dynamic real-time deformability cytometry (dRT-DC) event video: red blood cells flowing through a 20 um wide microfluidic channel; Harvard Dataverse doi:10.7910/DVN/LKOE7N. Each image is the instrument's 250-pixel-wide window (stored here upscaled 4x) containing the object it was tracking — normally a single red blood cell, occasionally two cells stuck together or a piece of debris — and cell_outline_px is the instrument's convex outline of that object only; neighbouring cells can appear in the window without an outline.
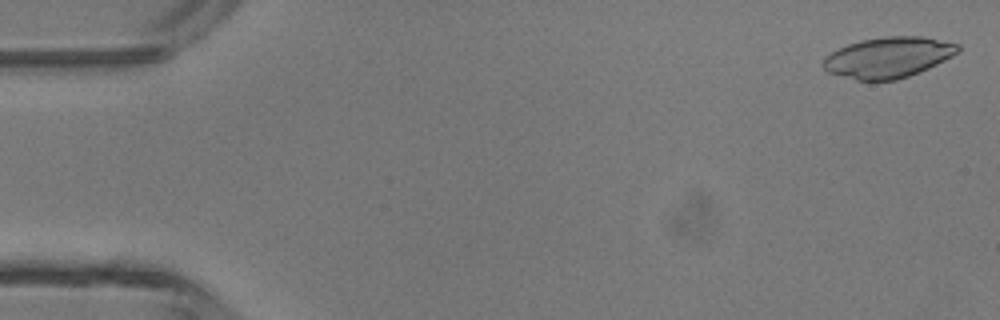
{"species": "common noctule bat (a hibernating species)", "species_latin": "Nyctalus noctula", "temperature_condition": "room temperature", "stored_images_in_passage": 10, "camera_frame_rate_fps": 3000, "um_per_image_px": 0.085, "animal": {"sex": "male", "body_mass_g": 13.3}, "frame": {"image": 1, "passage_image": 1, "time_ms": 0.0, "image_size_px": [1000, 320], "cell_outline_px": [[960, 52], [920, 72], [896, 80], [856, 80], [828, 72], [824, 68], [824, 56], [848, 44], [860, 40], [884, 36], [920, 36], [960, 44]], "centroid_in_image_um": [75.51, 4.87], "position_along_channel_um": 9.5, "area_um2": 31.79}}